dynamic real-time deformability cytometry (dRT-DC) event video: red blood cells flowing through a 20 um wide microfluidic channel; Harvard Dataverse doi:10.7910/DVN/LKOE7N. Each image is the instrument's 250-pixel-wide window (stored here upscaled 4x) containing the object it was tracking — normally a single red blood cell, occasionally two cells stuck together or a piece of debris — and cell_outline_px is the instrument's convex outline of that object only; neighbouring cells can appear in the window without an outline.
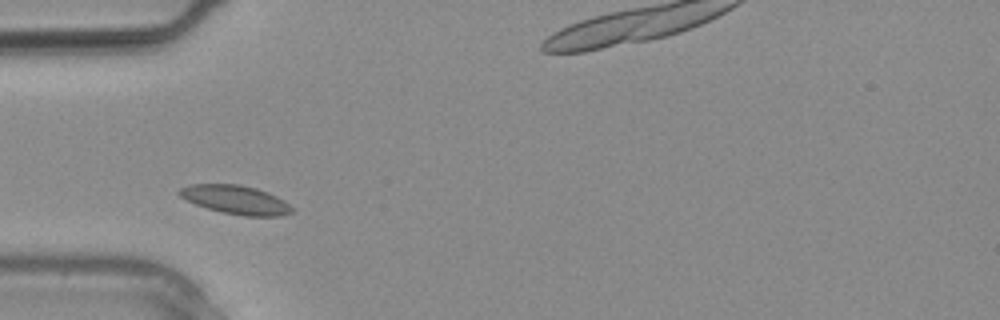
{"species": "common noctule bat (a hibernating species)", "species_latin": "Nyctalus noctula", "temperature_condition": "warm", "stored_images_in_passage": 7, "camera_frame_rate_fps": 3000, "um_per_image_px": 0.085, "animal": {"sex": "male", "body_mass_g": 20.4}, "frame": {"image": 1, "passage_image": 4, "time_ms": 1.0, "image_size_px": [1000, 320], "cell_outline_px": [[292, 212], [280, 216], [244, 216], [220, 212], [196, 204], [180, 196], [176, 192], [180, 188], [192, 184], [240, 184], [256, 188], [268, 192], [284, 200], [292, 208]], "centroid_in_image_um": [20.03, 16.97], "position_along_channel_um": 65.0, "area_um2": 18.79}}